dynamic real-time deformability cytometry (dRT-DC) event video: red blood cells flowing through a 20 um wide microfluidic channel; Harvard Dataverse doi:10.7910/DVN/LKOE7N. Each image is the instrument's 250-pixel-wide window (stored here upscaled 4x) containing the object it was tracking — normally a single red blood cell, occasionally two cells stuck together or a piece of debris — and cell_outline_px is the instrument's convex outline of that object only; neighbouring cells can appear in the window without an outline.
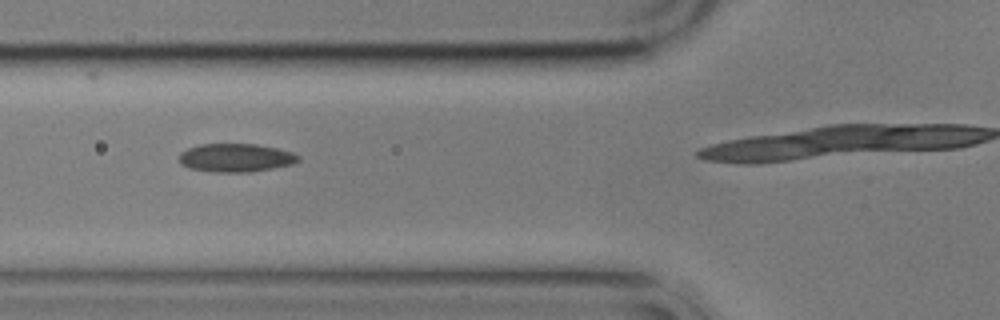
{"species": "common noctule bat (a hibernating species)", "species_latin": "Nyctalus noctula", "temperature_condition": "cold", "stored_images_in_passage": 6, "camera_frame_rate_fps": 3000, "um_per_image_px": 0.085, "animal": {"sex": "male", "body_mass_g": 17.9}, "frame": {"image": 1, "passage_image": 4, "time_ms": 4.333, "image_size_px": [1000, 320], "cell_outline_px": [[300, 160], [292, 164], [252, 172], [212, 172], [188, 168], [180, 164], [180, 152], [188, 148], [200, 144], [256, 144], [276, 148], [292, 152], [300, 156]], "centroid_in_image_um": [20.03, 13.41], "position_along_channel_um": 105.8, "area_um2": 19.77}}